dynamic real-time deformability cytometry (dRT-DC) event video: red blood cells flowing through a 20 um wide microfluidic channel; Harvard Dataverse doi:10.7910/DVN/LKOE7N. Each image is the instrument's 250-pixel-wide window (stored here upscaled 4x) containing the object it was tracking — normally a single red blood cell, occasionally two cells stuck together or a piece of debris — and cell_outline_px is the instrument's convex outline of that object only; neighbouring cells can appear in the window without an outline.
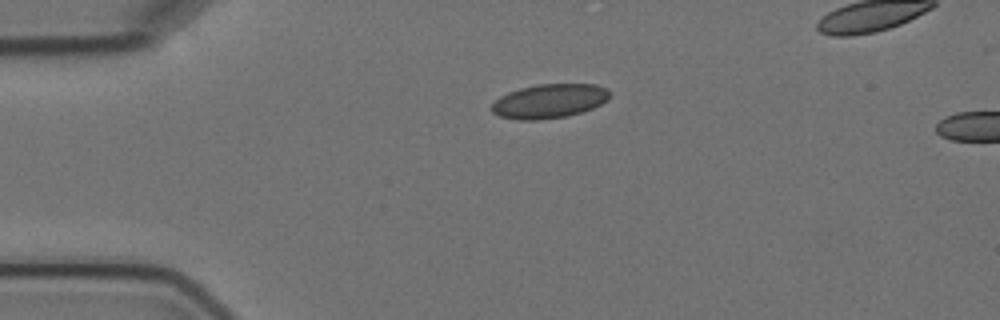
{"species": "Egyptian fruit bat (a non-hibernating species)", "species_latin": "Rousettus aegyptiacus", "temperature_condition": "cold", "stored_images_in_passage": 2, "camera_frame_rate_fps": 3000, "um_per_image_px": 0.085, "animal": {"sex": "female"}, "frame": {"image": 1, "passage_image": 1, "time_ms": 0.0, "image_size_px": [1000, 320], "cell_outline_px": [[612, 92], [608, 100], [592, 108], [568, 116], [536, 120], [516, 120], [500, 116], [492, 112], [488, 108], [500, 96], [508, 92], [520, 88], [536, 84], [596, 84]], "centroid_in_image_um": [46.67, 8.59], "position_along_channel_um": 38.3, "area_um2": 23.64}}